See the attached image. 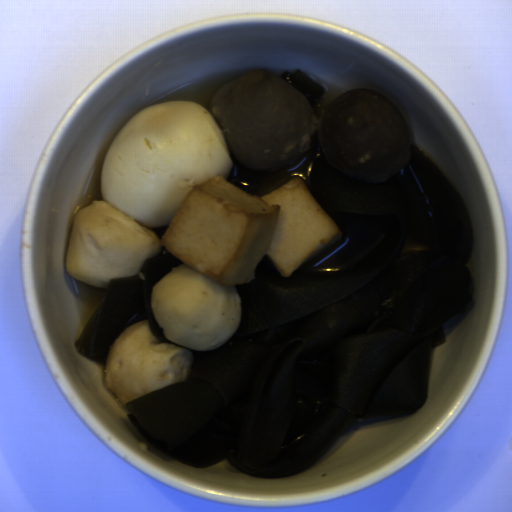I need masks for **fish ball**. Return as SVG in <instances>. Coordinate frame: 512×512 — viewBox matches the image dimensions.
Instances as JSON below:
<instances>
[{
	"instance_id": "29854b86",
	"label": "fish ball",
	"mask_w": 512,
	"mask_h": 512,
	"mask_svg": "<svg viewBox=\"0 0 512 512\" xmlns=\"http://www.w3.org/2000/svg\"><path fill=\"white\" fill-rule=\"evenodd\" d=\"M300 178L252 195L217 176L188 194L159 238L104 199L78 209L65 271L106 288L136 276L161 251L181 261L153 288L152 310L169 342L135 321L116 337L103 367L104 384L121 405L189 380L193 353L221 347L242 317L239 285L256 278L265 257L283 277L296 274L341 237Z\"/></svg>"
}]
</instances>
